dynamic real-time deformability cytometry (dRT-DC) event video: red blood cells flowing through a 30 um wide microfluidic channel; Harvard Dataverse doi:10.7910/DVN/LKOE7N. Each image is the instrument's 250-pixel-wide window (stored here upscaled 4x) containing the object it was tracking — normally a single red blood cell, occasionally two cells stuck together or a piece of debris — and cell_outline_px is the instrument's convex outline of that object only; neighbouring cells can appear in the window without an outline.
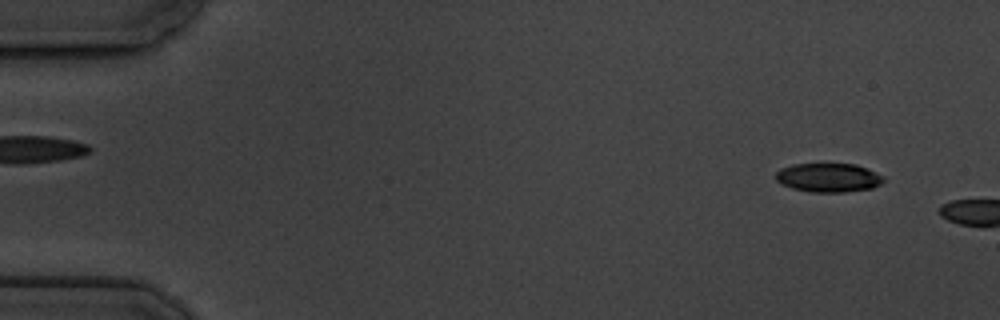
{"species": "common noctule bat (a hibernating species)", "species_latin": "Nyctalus noctula", "temperature_condition": "cold", "stored_images_in_passage": 2, "camera_frame_rate_fps": 3000, "um_per_image_px": 0.085, "animal": {"sex": "male", "body_mass_g": 19.5, "forearm_length_mm": 54.6}, "frame": {"image": 1, "passage_image": 1, "time_ms": 0.0, "image_size_px": [1000, 320], "cell_outline_px": [[884, 180], [880, 184], [872, 188], [844, 192], [812, 192], [792, 188], [780, 184], [776, 180], [776, 172], [780, 168], [792, 164], [856, 164], [884, 176]], "centroid_in_image_um": [70.39, 15.1], "position_along_channel_um": 14.6, "area_um2": 18.15}}